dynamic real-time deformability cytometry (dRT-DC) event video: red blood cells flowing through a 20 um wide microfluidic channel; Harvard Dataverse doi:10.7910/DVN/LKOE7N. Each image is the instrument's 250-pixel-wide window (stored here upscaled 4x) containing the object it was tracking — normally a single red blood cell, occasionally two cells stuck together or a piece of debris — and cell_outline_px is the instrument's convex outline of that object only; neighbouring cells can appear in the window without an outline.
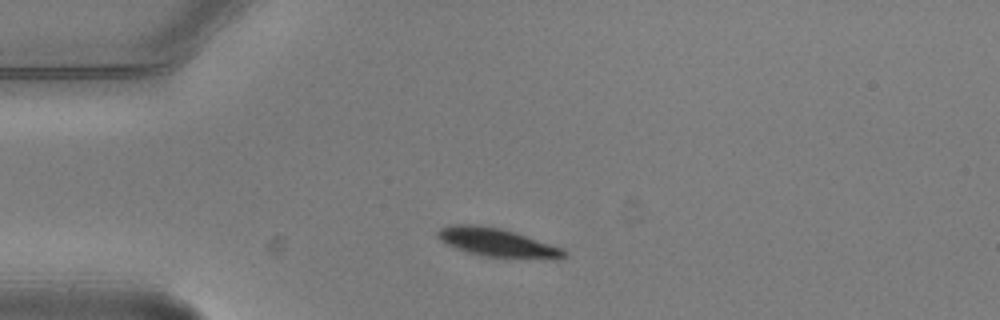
{"species": "common noctule bat (a hibernating species)", "species_latin": "Nyctalus noctula", "temperature_condition": "warm", "stored_images_in_passage": 3, "camera_frame_rate_fps": 3000, "um_per_image_px": 0.085, "animal": {"sex": "male", "body_mass_g": 20.5, "forearm_length_mm": 52.5}, "frame": {"image": 1, "passage_image": 2, "time_ms": 0.333, "image_size_px": [1000, 320], "cell_outline_px": [[568, 256], [556, 260], [552, 260], [480, 256], [456, 248], [440, 240], [436, 236], [436, 232], [440, 228], [452, 224], [472, 224], [500, 228], [516, 232], [560, 248], [568, 252]], "centroid_in_image_um": [42.29, 20.63], "position_along_channel_um": 42.7, "area_um2": 21.21}}